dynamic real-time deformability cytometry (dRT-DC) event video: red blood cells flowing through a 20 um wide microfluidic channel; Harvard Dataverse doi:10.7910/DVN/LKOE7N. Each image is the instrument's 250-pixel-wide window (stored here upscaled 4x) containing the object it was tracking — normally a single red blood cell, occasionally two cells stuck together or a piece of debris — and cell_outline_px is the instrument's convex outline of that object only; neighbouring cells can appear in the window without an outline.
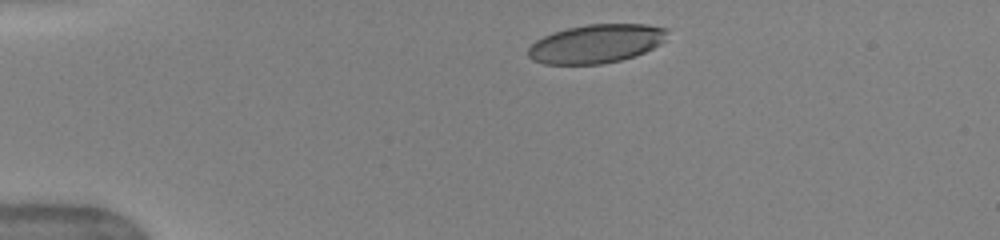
{"species": "human", "species_latin": "Homo sapiens", "temperature_condition": "warm", "stored_images_in_passage": 41, "camera_frame_rate_fps": 3000, "um_per_image_px": 0.085, "donor": {"sex": "female"}, "frame": {"image": 1, "passage_image": 1, "time_ms": 0.0, "image_size_px": [1000, 240], "cell_outline_px": [[668, 32], [664, 40], [660, 44], [644, 52], [620, 60], [600, 64], [544, 64], [532, 60], [528, 56], [528, 48], [536, 40], [552, 32], [568, 28], [588, 24], [644, 24], [668, 28]], "centroid_in_image_um": [50.66, 3.71], "position_along_channel_um": 34.3, "area_um2": 31.27}}
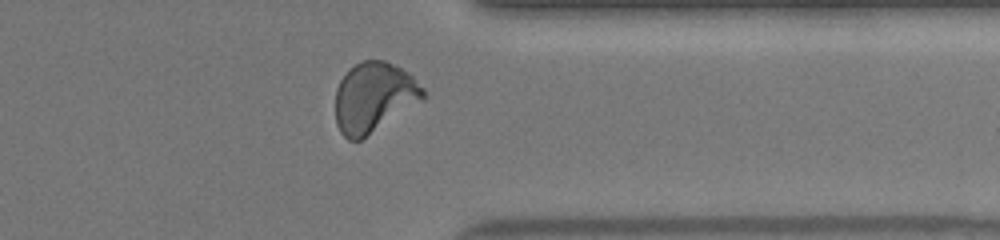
{"frame": {"image": 2, "passage_image": 31, "time_ms": 10.0, "image_size_px": [1000, 240], "cell_outline_px": [[428, 96], [424, 100], [360, 140], [348, 140], [340, 132], [336, 124], [336, 88], [340, 80], [356, 64], [364, 60], [384, 60], [400, 68], [412, 76], [424, 88]], "centroid_in_image_um": [31.8, 8.28], "position_along_channel_um": 379.6, "area_um2": 35.6}}
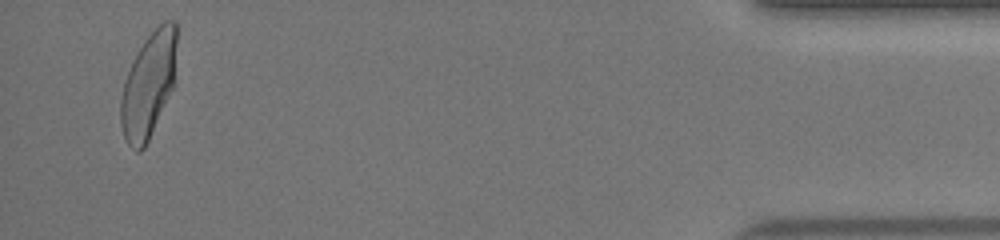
{"frame": {"image": 3, "passage_image": 39, "time_ms": 12.667, "image_size_px": [1000, 240], "cell_outline_px": [[176, 84], [144, 148], [140, 152], [136, 152], [128, 144], [124, 136], [120, 124], [120, 100], [124, 80], [132, 60], [144, 40], [164, 20], [176, 20]], "centroid_in_image_um": [12.64, 7.22], "position_along_channel_um": 422.6, "area_um2": 34.85}, "authors_computed_cell_mechanics": {"area_um2": 34.3332, "velocity_mm_per_s": 4.0514, "shape_relaxation_time_tau1_ms": 4.6637, "shape_relaxation_time_tau2_ms": null, "deformation_change_tau1": 0.1938, "deformation_change_tau2": null}}